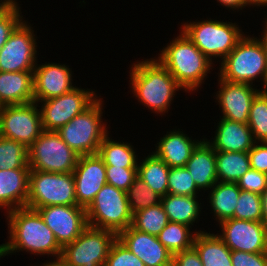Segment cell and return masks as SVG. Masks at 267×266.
<instances>
[{
  "label": "cell",
  "mask_w": 267,
  "mask_h": 266,
  "mask_svg": "<svg viewBox=\"0 0 267 266\" xmlns=\"http://www.w3.org/2000/svg\"><path fill=\"white\" fill-rule=\"evenodd\" d=\"M34 102L33 71H0V105H22Z\"/></svg>",
  "instance_id": "ffe728a7"
},
{
  "label": "cell",
  "mask_w": 267,
  "mask_h": 266,
  "mask_svg": "<svg viewBox=\"0 0 267 266\" xmlns=\"http://www.w3.org/2000/svg\"><path fill=\"white\" fill-rule=\"evenodd\" d=\"M26 207L38 209L54 205H78L74 175L30 170Z\"/></svg>",
  "instance_id": "ba28073f"
},
{
  "label": "cell",
  "mask_w": 267,
  "mask_h": 266,
  "mask_svg": "<svg viewBox=\"0 0 267 266\" xmlns=\"http://www.w3.org/2000/svg\"><path fill=\"white\" fill-rule=\"evenodd\" d=\"M263 33H264V35H262V39H260V40L262 42V45H263V48L265 51V55H266V59H267V32L264 31Z\"/></svg>",
  "instance_id": "f907efd6"
},
{
  "label": "cell",
  "mask_w": 267,
  "mask_h": 266,
  "mask_svg": "<svg viewBox=\"0 0 267 266\" xmlns=\"http://www.w3.org/2000/svg\"><path fill=\"white\" fill-rule=\"evenodd\" d=\"M232 266H267V252L232 251Z\"/></svg>",
  "instance_id": "b9f144b4"
},
{
  "label": "cell",
  "mask_w": 267,
  "mask_h": 266,
  "mask_svg": "<svg viewBox=\"0 0 267 266\" xmlns=\"http://www.w3.org/2000/svg\"><path fill=\"white\" fill-rule=\"evenodd\" d=\"M130 70L132 90L143 105L163 113L170 107L174 93L181 86L157 60H144L133 64Z\"/></svg>",
  "instance_id": "3957f363"
},
{
  "label": "cell",
  "mask_w": 267,
  "mask_h": 266,
  "mask_svg": "<svg viewBox=\"0 0 267 266\" xmlns=\"http://www.w3.org/2000/svg\"><path fill=\"white\" fill-rule=\"evenodd\" d=\"M72 173L77 204L86 209L107 183L105 164L98 154L79 156Z\"/></svg>",
  "instance_id": "2e32d148"
},
{
  "label": "cell",
  "mask_w": 267,
  "mask_h": 266,
  "mask_svg": "<svg viewBox=\"0 0 267 266\" xmlns=\"http://www.w3.org/2000/svg\"><path fill=\"white\" fill-rule=\"evenodd\" d=\"M34 102L44 101L72 91V75L70 69L55 63L35 66L34 71Z\"/></svg>",
  "instance_id": "d6986e66"
},
{
  "label": "cell",
  "mask_w": 267,
  "mask_h": 266,
  "mask_svg": "<svg viewBox=\"0 0 267 266\" xmlns=\"http://www.w3.org/2000/svg\"><path fill=\"white\" fill-rule=\"evenodd\" d=\"M240 188L236 183L217 182L210 192V206L218 222L234 218L235 207L240 195Z\"/></svg>",
  "instance_id": "f1b7e54d"
},
{
  "label": "cell",
  "mask_w": 267,
  "mask_h": 266,
  "mask_svg": "<svg viewBox=\"0 0 267 266\" xmlns=\"http://www.w3.org/2000/svg\"><path fill=\"white\" fill-rule=\"evenodd\" d=\"M257 143L248 151L250 167L267 174V142H260V145Z\"/></svg>",
  "instance_id": "7bdbcfd3"
},
{
  "label": "cell",
  "mask_w": 267,
  "mask_h": 266,
  "mask_svg": "<svg viewBox=\"0 0 267 266\" xmlns=\"http://www.w3.org/2000/svg\"><path fill=\"white\" fill-rule=\"evenodd\" d=\"M248 126L255 142H267V90L260 91L252 101Z\"/></svg>",
  "instance_id": "d6a6232c"
},
{
  "label": "cell",
  "mask_w": 267,
  "mask_h": 266,
  "mask_svg": "<svg viewBox=\"0 0 267 266\" xmlns=\"http://www.w3.org/2000/svg\"><path fill=\"white\" fill-rule=\"evenodd\" d=\"M2 3H0V17L8 10L11 9L15 6H17V2L13 1V0H4L2 1Z\"/></svg>",
  "instance_id": "7dc6e473"
},
{
  "label": "cell",
  "mask_w": 267,
  "mask_h": 266,
  "mask_svg": "<svg viewBox=\"0 0 267 266\" xmlns=\"http://www.w3.org/2000/svg\"><path fill=\"white\" fill-rule=\"evenodd\" d=\"M213 143L215 151L248 152L255 144L248 124L222 118L219 122Z\"/></svg>",
  "instance_id": "44dd1931"
},
{
  "label": "cell",
  "mask_w": 267,
  "mask_h": 266,
  "mask_svg": "<svg viewBox=\"0 0 267 266\" xmlns=\"http://www.w3.org/2000/svg\"><path fill=\"white\" fill-rule=\"evenodd\" d=\"M172 266H203L201 258L194 247L173 255Z\"/></svg>",
  "instance_id": "ee69618b"
},
{
  "label": "cell",
  "mask_w": 267,
  "mask_h": 266,
  "mask_svg": "<svg viewBox=\"0 0 267 266\" xmlns=\"http://www.w3.org/2000/svg\"><path fill=\"white\" fill-rule=\"evenodd\" d=\"M220 88L216 99L225 119L248 124L252 101L260 92L251 84L230 82L219 78Z\"/></svg>",
  "instance_id": "e0dca14e"
},
{
  "label": "cell",
  "mask_w": 267,
  "mask_h": 266,
  "mask_svg": "<svg viewBox=\"0 0 267 266\" xmlns=\"http://www.w3.org/2000/svg\"><path fill=\"white\" fill-rule=\"evenodd\" d=\"M220 78L230 82L252 84L260 75L267 90V59L260 39L243 37L222 60Z\"/></svg>",
  "instance_id": "277c9868"
},
{
  "label": "cell",
  "mask_w": 267,
  "mask_h": 266,
  "mask_svg": "<svg viewBox=\"0 0 267 266\" xmlns=\"http://www.w3.org/2000/svg\"><path fill=\"white\" fill-rule=\"evenodd\" d=\"M193 247L198 252L203 266H232V251L218 234L198 231L195 234Z\"/></svg>",
  "instance_id": "d4e9b609"
},
{
  "label": "cell",
  "mask_w": 267,
  "mask_h": 266,
  "mask_svg": "<svg viewBox=\"0 0 267 266\" xmlns=\"http://www.w3.org/2000/svg\"><path fill=\"white\" fill-rule=\"evenodd\" d=\"M88 225L110 230L118 235L131 226L132 213L127 193L106 183L86 208Z\"/></svg>",
  "instance_id": "8992f818"
},
{
  "label": "cell",
  "mask_w": 267,
  "mask_h": 266,
  "mask_svg": "<svg viewBox=\"0 0 267 266\" xmlns=\"http://www.w3.org/2000/svg\"><path fill=\"white\" fill-rule=\"evenodd\" d=\"M244 4L246 5H257V6H266L267 5V0H244Z\"/></svg>",
  "instance_id": "681fc988"
},
{
  "label": "cell",
  "mask_w": 267,
  "mask_h": 266,
  "mask_svg": "<svg viewBox=\"0 0 267 266\" xmlns=\"http://www.w3.org/2000/svg\"><path fill=\"white\" fill-rule=\"evenodd\" d=\"M107 183L124 191L137 177V168H123L112 165H105Z\"/></svg>",
  "instance_id": "f35d334b"
},
{
  "label": "cell",
  "mask_w": 267,
  "mask_h": 266,
  "mask_svg": "<svg viewBox=\"0 0 267 266\" xmlns=\"http://www.w3.org/2000/svg\"><path fill=\"white\" fill-rule=\"evenodd\" d=\"M96 100L94 91L75 87L61 96L39 101L43 102L40 109L43 130L57 131L75 116L83 113Z\"/></svg>",
  "instance_id": "7c38bea8"
},
{
  "label": "cell",
  "mask_w": 267,
  "mask_h": 266,
  "mask_svg": "<svg viewBox=\"0 0 267 266\" xmlns=\"http://www.w3.org/2000/svg\"><path fill=\"white\" fill-rule=\"evenodd\" d=\"M37 102L4 105L0 109V136L25 144L28 148L42 134L43 126Z\"/></svg>",
  "instance_id": "8fae6325"
},
{
  "label": "cell",
  "mask_w": 267,
  "mask_h": 266,
  "mask_svg": "<svg viewBox=\"0 0 267 266\" xmlns=\"http://www.w3.org/2000/svg\"><path fill=\"white\" fill-rule=\"evenodd\" d=\"M117 238L145 266H172L173 254L158 240L157 236L136 230L129 226Z\"/></svg>",
  "instance_id": "ac0fdd59"
},
{
  "label": "cell",
  "mask_w": 267,
  "mask_h": 266,
  "mask_svg": "<svg viewBox=\"0 0 267 266\" xmlns=\"http://www.w3.org/2000/svg\"><path fill=\"white\" fill-rule=\"evenodd\" d=\"M116 238L110 230L88 225L73 242L62 247L60 257L74 266H105Z\"/></svg>",
  "instance_id": "30bf717a"
},
{
  "label": "cell",
  "mask_w": 267,
  "mask_h": 266,
  "mask_svg": "<svg viewBox=\"0 0 267 266\" xmlns=\"http://www.w3.org/2000/svg\"><path fill=\"white\" fill-rule=\"evenodd\" d=\"M250 168L248 152L216 151L217 182L236 183Z\"/></svg>",
  "instance_id": "83f0119b"
},
{
  "label": "cell",
  "mask_w": 267,
  "mask_h": 266,
  "mask_svg": "<svg viewBox=\"0 0 267 266\" xmlns=\"http://www.w3.org/2000/svg\"><path fill=\"white\" fill-rule=\"evenodd\" d=\"M19 9L20 8L17 5L8 9L0 17V49L7 42L14 29L23 21V16H20L21 13H19Z\"/></svg>",
  "instance_id": "60d3db41"
},
{
  "label": "cell",
  "mask_w": 267,
  "mask_h": 266,
  "mask_svg": "<svg viewBox=\"0 0 267 266\" xmlns=\"http://www.w3.org/2000/svg\"><path fill=\"white\" fill-rule=\"evenodd\" d=\"M261 206H262V222L267 227V188L262 192Z\"/></svg>",
  "instance_id": "f6af8a7d"
},
{
  "label": "cell",
  "mask_w": 267,
  "mask_h": 266,
  "mask_svg": "<svg viewBox=\"0 0 267 266\" xmlns=\"http://www.w3.org/2000/svg\"><path fill=\"white\" fill-rule=\"evenodd\" d=\"M182 131H171L157 143L156 152L170 168L184 167L190 159L191 153L200 141H192Z\"/></svg>",
  "instance_id": "cb8c5ba5"
},
{
  "label": "cell",
  "mask_w": 267,
  "mask_h": 266,
  "mask_svg": "<svg viewBox=\"0 0 267 266\" xmlns=\"http://www.w3.org/2000/svg\"><path fill=\"white\" fill-rule=\"evenodd\" d=\"M219 237L231 251L267 252V227L262 221L230 218L219 223Z\"/></svg>",
  "instance_id": "9a60e30c"
},
{
  "label": "cell",
  "mask_w": 267,
  "mask_h": 266,
  "mask_svg": "<svg viewBox=\"0 0 267 266\" xmlns=\"http://www.w3.org/2000/svg\"><path fill=\"white\" fill-rule=\"evenodd\" d=\"M197 196L167 194L161 198V204L171 222L193 225L198 219L200 205Z\"/></svg>",
  "instance_id": "484cf974"
},
{
  "label": "cell",
  "mask_w": 267,
  "mask_h": 266,
  "mask_svg": "<svg viewBox=\"0 0 267 266\" xmlns=\"http://www.w3.org/2000/svg\"><path fill=\"white\" fill-rule=\"evenodd\" d=\"M30 168L28 147L15 140L0 136V170Z\"/></svg>",
  "instance_id": "836d02e7"
},
{
  "label": "cell",
  "mask_w": 267,
  "mask_h": 266,
  "mask_svg": "<svg viewBox=\"0 0 267 266\" xmlns=\"http://www.w3.org/2000/svg\"><path fill=\"white\" fill-rule=\"evenodd\" d=\"M30 168L0 170V207H26ZM15 204V205H14Z\"/></svg>",
  "instance_id": "7402d4cb"
},
{
  "label": "cell",
  "mask_w": 267,
  "mask_h": 266,
  "mask_svg": "<svg viewBox=\"0 0 267 266\" xmlns=\"http://www.w3.org/2000/svg\"><path fill=\"white\" fill-rule=\"evenodd\" d=\"M22 21L0 49V71H34L36 65V39L34 31Z\"/></svg>",
  "instance_id": "4fadbf2b"
},
{
  "label": "cell",
  "mask_w": 267,
  "mask_h": 266,
  "mask_svg": "<svg viewBox=\"0 0 267 266\" xmlns=\"http://www.w3.org/2000/svg\"><path fill=\"white\" fill-rule=\"evenodd\" d=\"M181 28L194 45L212 61V56L223 60L244 37L238 25L221 21L204 20L185 23ZM242 33V34H241ZM211 57V58H210Z\"/></svg>",
  "instance_id": "52a82bcc"
},
{
  "label": "cell",
  "mask_w": 267,
  "mask_h": 266,
  "mask_svg": "<svg viewBox=\"0 0 267 266\" xmlns=\"http://www.w3.org/2000/svg\"><path fill=\"white\" fill-rule=\"evenodd\" d=\"M63 247L88 226L86 209L78 205H54L35 209Z\"/></svg>",
  "instance_id": "5bb4252c"
},
{
  "label": "cell",
  "mask_w": 267,
  "mask_h": 266,
  "mask_svg": "<svg viewBox=\"0 0 267 266\" xmlns=\"http://www.w3.org/2000/svg\"><path fill=\"white\" fill-rule=\"evenodd\" d=\"M219 1V3H221V5H224V6H226V7H230V8H232V10L233 9H241L242 10V8L245 6V4H244V0H218Z\"/></svg>",
  "instance_id": "bcb514c9"
},
{
  "label": "cell",
  "mask_w": 267,
  "mask_h": 266,
  "mask_svg": "<svg viewBox=\"0 0 267 266\" xmlns=\"http://www.w3.org/2000/svg\"><path fill=\"white\" fill-rule=\"evenodd\" d=\"M102 106V101L97 99L83 113L56 131L79 156L97 154L102 140L109 134L105 123L101 121Z\"/></svg>",
  "instance_id": "5b68a950"
},
{
  "label": "cell",
  "mask_w": 267,
  "mask_h": 266,
  "mask_svg": "<svg viewBox=\"0 0 267 266\" xmlns=\"http://www.w3.org/2000/svg\"><path fill=\"white\" fill-rule=\"evenodd\" d=\"M126 193L132 214L161 203L162 196L151 190L138 176L134 179V182L130 185Z\"/></svg>",
  "instance_id": "e575fe53"
},
{
  "label": "cell",
  "mask_w": 267,
  "mask_h": 266,
  "mask_svg": "<svg viewBox=\"0 0 267 266\" xmlns=\"http://www.w3.org/2000/svg\"><path fill=\"white\" fill-rule=\"evenodd\" d=\"M168 222L167 214L160 203L133 213L131 227L157 236Z\"/></svg>",
  "instance_id": "1f68e13d"
},
{
  "label": "cell",
  "mask_w": 267,
  "mask_h": 266,
  "mask_svg": "<svg viewBox=\"0 0 267 266\" xmlns=\"http://www.w3.org/2000/svg\"><path fill=\"white\" fill-rule=\"evenodd\" d=\"M169 171L170 167L154 153L137 165V176L162 197L168 194Z\"/></svg>",
  "instance_id": "4316f807"
},
{
  "label": "cell",
  "mask_w": 267,
  "mask_h": 266,
  "mask_svg": "<svg viewBox=\"0 0 267 266\" xmlns=\"http://www.w3.org/2000/svg\"><path fill=\"white\" fill-rule=\"evenodd\" d=\"M133 147L128 143L112 141L108 134L102 140L98 155L105 165H112L123 168H137V156Z\"/></svg>",
  "instance_id": "f546056e"
},
{
  "label": "cell",
  "mask_w": 267,
  "mask_h": 266,
  "mask_svg": "<svg viewBox=\"0 0 267 266\" xmlns=\"http://www.w3.org/2000/svg\"><path fill=\"white\" fill-rule=\"evenodd\" d=\"M234 219L262 221L261 196L257 193L240 190Z\"/></svg>",
  "instance_id": "d590c367"
},
{
  "label": "cell",
  "mask_w": 267,
  "mask_h": 266,
  "mask_svg": "<svg viewBox=\"0 0 267 266\" xmlns=\"http://www.w3.org/2000/svg\"><path fill=\"white\" fill-rule=\"evenodd\" d=\"M196 233L191 234L189 226L185 224L169 221L157 238L174 255L192 248Z\"/></svg>",
  "instance_id": "4dcf8cb0"
},
{
  "label": "cell",
  "mask_w": 267,
  "mask_h": 266,
  "mask_svg": "<svg viewBox=\"0 0 267 266\" xmlns=\"http://www.w3.org/2000/svg\"><path fill=\"white\" fill-rule=\"evenodd\" d=\"M180 34L162 49L157 60L185 91L190 92L200 87L213 63L183 31Z\"/></svg>",
  "instance_id": "7a4b0ae2"
},
{
  "label": "cell",
  "mask_w": 267,
  "mask_h": 266,
  "mask_svg": "<svg viewBox=\"0 0 267 266\" xmlns=\"http://www.w3.org/2000/svg\"><path fill=\"white\" fill-rule=\"evenodd\" d=\"M266 25H265V30L264 31H266L267 32V19H266Z\"/></svg>",
  "instance_id": "f5cc1de1"
},
{
  "label": "cell",
  "mask_w": 267,
  "mask_h": 266,
  "mask_svg": "<svg viewBox=\"0 0 267 266\" xmlns=\"http://www.w3.org/2000/svg\"><path fill=\"white\" fill-rule=\"evenodd\" d=\"M168 194L196 196V187L191 173L184 167L170 168L168 174Z\"/></svg>",
  "instance_id": "8d00e7d4"
},
{
  "label": "cell",
  "mask_w": 267,
  "mask_h": 266,
  "mask_svg": "<svg viewBox=\"0 0 267 266\" xmlns=\"http://www.w3.org/2000/svg\"><path fill=\"white\" fill-rule=\"evenodd\" d=\"M3 256V244L0 245V258Z\"/></svg>",
  "instance_id": "816d5d0a"
},
{
  "label": "cell",
  "mask_w": 267,
  "mask_h": 266,
  "mask_svg": "<svg viewBox=\"0 0 267 266\" xmlns=\"http://www.w3.org/2000/svg\"><path fill=\"white\" fill-rule=\"evenodd\" d=\"M49 266H74L72 264H69L68 262H66L65 260H63L60 256L54 260L51 261L49 263H47Z\"/></svg>",
  "instance_id": "c3c4849f"
},
{
  "label": "cell",
  "mask_w": 267,
  "mask_h": 266,
  "mask_svg": "<svg viewBox=\"0 0 267 266\" xmlns=\"http://www.w3.org/2000/svg\"><path fill=\"white\" fill-rule=\"evenodd\" d=\"M105 266H145L118 238L112 243Z\"/></svg>",
  "instance_id": "74e56055"
},
{
  "label": "cell",
  "mask_w": 267,
  "mask_h": 266,
  "mask_svg": "<svg viewBox=\"0 0 267 266\" xmlns=\"http://www.w3.org/2000/svg\"><path fill=\"white\" fill-rule=\"evenodd\" d=\"M79 155L56 131L44 130L28 148V165L31 170L52 173L73 172Z\"/></svg>",
  "instance_id": "9c48e42d"
},
{
  "label": "cell",
  "mask_w": 267,
  "mask_h": 266,
  "mask_svg": "<svg viewBox=\"0 0 267 266\" xmlns=\"http://www.w3.org/2000/svg\"><path fill=\"white\" fill-rule=\"evenodd\" d=\"M185 168L191 173L199 191L206 190L205 188L211 189L217 183L216 151L208 141L200 140Z\"/></svg>",
  "instance_id": "603a6c76"
},
{
  "label": "cell",
  "mask_w": 267,
  "mask_h": 266,
  "mask_svg": "<svg viewBox=\"0 0 267 266\" xmlns=\"http://www.w3.org/2000/svg\"><path fill=\"white\" fill-rule=\"evenodd\" d=\"M236 184L243 191H249L261 195L267 188V174L250 168L238 179Z\"/></svg>",
  "instance_id": "ab89813d"
},
{
  "label": "cell",
  "mask_w": 267,
  "mask_h": 266,
  "mask_svg": "<svg viewBox=\"0 0 267 266\" xmlns=\"http://www.w3.org/2000/svg\"><path fill=\"white\" fill-rule=\"evenodd\" d=\"M7 212L10 239L3 244V256L22 249L56 258L61 255L62 247L36 210L22 207Z\"/></svg>",
  "instance_id": "6da1fadb"
}]
</instances>
